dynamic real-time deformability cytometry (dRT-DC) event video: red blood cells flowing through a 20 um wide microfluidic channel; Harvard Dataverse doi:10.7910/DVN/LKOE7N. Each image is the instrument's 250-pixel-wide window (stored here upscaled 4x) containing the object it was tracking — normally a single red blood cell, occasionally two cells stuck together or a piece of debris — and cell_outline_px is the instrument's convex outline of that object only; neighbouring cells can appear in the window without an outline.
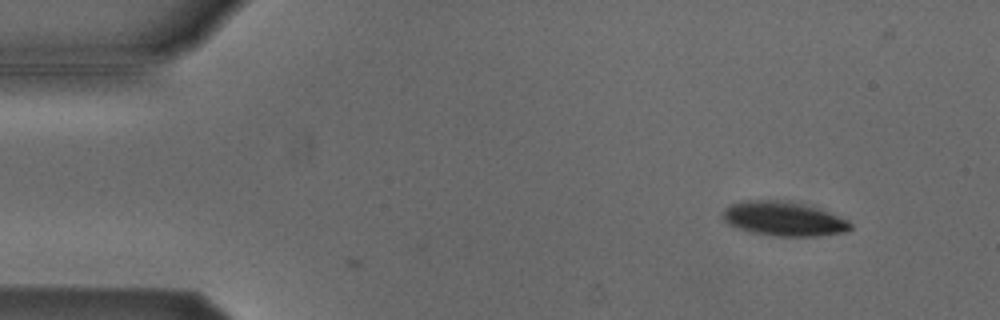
{"species": "Egyptian fruit bat (a non-hibernating species)", "species_latin": "Rousettus aegyptiacus", "temperature_condition": "cold", "stored_images_in_passage": 6, "camera_frame_rate_fps": 3000, "um_per_image_px": 0.085, "animal": {"sex": "male"}, "frame": {"image": 1, "passage_image": 6, "time_ms": 1.667, "image_size_px": [1000, 320], "cell_outline_px": [[852, 228], [848, 232], [820, 236], [772, 236], [748, 232], [728, 224], [720, 216], [724, 208], [740, 200], [792, 200], [828, 212], [848, 220], [852, 224]], "centroid_in_image_um": [66.59, 18.6], "position_along_channel_um": 18.4, "area_um2": 26.01}}